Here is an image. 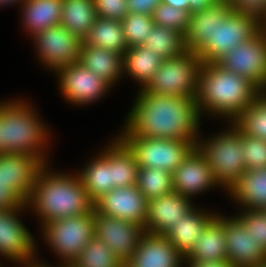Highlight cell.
Here are the masks:
<instances>
[{
  "mask_svg": "<svg viewBox=\"0 0 266 267\" xmlns=\"http://www.w3.org/2000/svg\"><path fill=\"white\" fill-rule=\"evenodd\" d=\"M118 136L195 141L201 116L195 98L159 95L139 89ZM198 137V138H197Z\"/></svg>",
  "mask_w": 266,
  "mask_h": 267,
  "instance_id": "obj_1",
  "label": "cell"
},
{
  "mask_svg": "<svg viewBox=\"0 0 266 267\" xmlns=\"http://www.w3.org/2000/svg\"><path fill=\"white\" fill-rule=\"evenodd\" d=\"M45 164L37 174L27 208L39 217L43 225L50 221L83 215L94 210L78 174L50 171Z\"/></svg>",
  "mask_w": 266,
  "mask_h": 267,
  "instance_id": "obj_2",
  "label": "cell"
},
{
  "mask_svg": "<svg viewBox=\"0 0 266 267\" xmlns=\"http://www.w3.org/2000/svg\"><path fill=\"white\" fill-rule=\"evenodd\" d=\"M262 91L249 79L230 72L218 62L203 63L198 77V111L231 123Z\"/></svg>",
  "mask_w": 266,
  "mask_h": 267,
  "instance_id": "obj_3",
  "label": "cell"
},
{
  "mask_svg": "<svg viewBox=\"0 0 266 267\" xmlns=\"http://www.w3.org/2000/svg\"><path fill=\"white\" fill-rule=\"evenodd\" d=\"M30 106L17 99L0 102L1 154H25L48 164L45 147L51 132Z\"/></svg>",
  "mask_w": 266,
  "mask_h": 267,
  "instance_id": "obj_4",
  "label": "cell"
},
{
  "mask_svg": "<svg viewBox=\"0 0 266 267\" xmlns=\"http://www.w3.org/2000/svg\"><path fill=\"white\" fill-rule=\"evenodd\" d=\"M229 125L230 128H226L222 133L218 132L207 140L198 139L196 143L197 149L210 165L216 183L226 191H229L247 170L243 156V133L232 123Z\"/></svg>",
  "mask_w": 266,
  "mask_h": 267,
  "instance_id": "obj_5",
  "label": "cell"
},
{
  "mask_svg": "<svg viewBox=\"0 0 266 267\" xmlns=\"http://www.w3.org/2000/svg\"><path fill=\"white\" fill-rule=\"evenodd\" d=\"M262 30L261 23L238 14L227 5L214 16L213 34L196 54L203 63L218 62L237 45L254 38Z\"/></svg>",
  "mask_w": 266,
  "mask_h": 267,
  "instance_id": "obj_6",
  "label": "cell"
},
{
  "mask_svg": "<svg viewBox=\"0 0 266 267\" xmlns=\"http://www.w3.org/2000/svg\"><path fill=\"white\" fill-rule=\"evenodd\" d=\"M202 64L201 58L189 50L165 59L144 89L152 94L196 98Z\"/></svg>",
  "mask_w": 266,
  "mask_h": 267,
  "instance_id": "obj_7",
  "label": "cell"
},
{
  "mask_svg": "<svg viewBox=\"0 0 266 267\" xmlns=\"http://www.w3.org/2000/svg\"><path fill=\"white\" fill-rule=\"evenodd\" d=\"M41 227L44 241L62 259L61 265H72L85 245L95 236L94 210L50 221Z\"/></svg>",
  "mask_w": 266,
  "mask_h": 267,
  "instance_id": "obj_8",
  "label": "cell"
},
{
  "mask_svg": "<svg viewBox=\"0 0 266 267\" xmlns=\"http://www.w3.org/2000/svg\"><path fill=\"white\" fill-rule=\"evenodd\" d=\"M132 150L139 167L173 173L196 147L195 141L119 136Z\"/></svg>",
  "mask_w": 266,
  "mask_h": 267,
  "instance_id": "obj_9",
  "label": "cell"
},
{
  "mask_svg": "<svg viewBox=\"0 0 266 267\" xmlns=\"http://www.w3.org/2000/svg\"><path fill=\"white\" fill-rule=\"evenodd\" d=\"M24 210H29L26 203L21 207L0 210V254L20 264L18 266L22 264L21 267L38 263L34 259L37 249L34 237L19 219Z\"/></svg>",
  "mask_w": 266,
  "mask_h": 267,
  "instance_id": "obj_10",
  "label": "cell"
},
{
  "mask_svg": "<svg viewBox=\"0 0 266 267\" xmlns=\"http://www.w3.org/2000/svg\"><path fill=\"white\" fill-rule=\"evenodd\" d=\"M33 37L39 61L52 73L59 68L79 61L83 40L67 30L62 24L36 33Z\"/></svg>",
  "mask_w": 266,
  "mask_h": 267,
  "instance_id": "obj_11",
  "label": "cell"
},
{
  "mask_svg": "<svg viewBox=\"0 0 266 267\" xmlns=\"http://www.w3.org/2000/svg\"><path fill=\"white\" fill-rule=\"evenodd\" d=\"M218 63L266 91V32L261 30L254 38L240 43Z\"/></svg>",
  "mask_w": 266,
  "mask_h": 267,
  "instance_id": "obj_12",
  "label": "cell"
},
{
  "mask_svg": "<svg viewBox=\"0 0 266 267\" xmlns=\"http://www.w3.org/2000/svg\"><path fill=\"white\" fill-rule=\"evenodd\" d=\"M55 74L58 76V87L62 96L66 101L75 105L94 103L111 89L107 81L87 69L79 61L59 68Z\"/></svg>",
  "mask_w": 266,
  "mask_h": 267,
  "instance_id": "obj_13",
  "label": "cell"
},
{
  "mask_svg": "<svg viewBox=\"0 0 266 267\" xmlns=\"http://www.w3.org/2000/svg\"><path fill=\"white\" fill-rule=\"evenodd\" d=\"M95 236L125 265L133 256L144 228L134 222L104 216L94 210Z\"/></svg>",
  "mask_w": 266,
  "mask_h": 267,
  "instance_id": "obj_14",
  "label": "cell"
},
{
  "mask_svg": "<svg viewBox=\"0 0 266 267\" xmlns=\"http://www.w3.org/2000/svg\"><path fill=\"white\" fill-rule=\"evenodd\" d=\"M148 200L135 186L115 188L94 202V210L101 215L134 222L144 228Z\"/></svg>",
  "mask_w": 266,
  "mask_h": 267,
  "instance_id": "obj_15",
  "label": "cell"
},
{
  "mask_svg": "<svg viewBox=\"0 0 266 267\" xmlns=\"http://www.w3.org/2000/svg\"><path fill=\"white\" fill-rule=\"evenodd\" d=\"M44 165L37 157L3 153L0 154V178L23 203H27L37 174Z\"/></svg>",
  "mask_w": 266,
  "mask_h": 267,
  "instance_id": "obj_16",
  "label": "cell"
},
{
  "mask_svg": "<svg viewBox=\"0 0 266 267\" xmlns=\"http://www.w3.org/2000/svg\"><path fill=\"white\" fill-rule=\"evenodd\" d=\"M172 184L175 192L192 200L196 194L219 187L210 165L197 147L173 171Z\"/></svg>",
  "mask_w": 266,
  "mask_h": 267,
  "instance_id": "obj_17",
  "label": "cell"
},
{
  "mask_svg": "<svg viewBox=\"0 0 266 267\" xmlns=\"http://www.w3.org/2000/svg\"><path fill=\"white\" fill-rule=\"evenodd\" d=\"M185 257L164 235L144 232L124 267H182Z\"/></svg>",
  "mask_w": 266,
  "mask_h": 267,
  "instance_id": "obj_18",
  "label": "cell"
},
{
  "mask_svg": "<svg viewBox=\"0 0 266 267\" xmlns=\"http://www.w3.org/2000/svg\"><path fill=\"white\" fill-rule=\"evenodd\" d=\"M226 253L232 267H257L266 261V252L234 217H225Z\"/></svg>",
  "mask_w": 266,
  "mask_h": 267,
  "instance_id": "obj_19",
  "label": "cell"
},
{
  "mask_svg": "<svg viewBox=\"0 0 266 267\" xmlns=\"http://www.w3.org/2000/svg\"><path fill=\"white\" fill-rule=\"evenodd\" d=\"M192 200L173 191L148 201L144 232L163 235L194 207Z\"/></svg>",
  "mask_w": 266,
  "mask_h": 267,
  "instance_id": "obj_20",
  "label": "cell"
},
{
  "mask_svg": "<svg viewBox=\"0 0 266 267\" xmlns=\"http://www.w3.org/2000/svg\"><path fill=\"white\" fill-rule=\"evenodd\" d=\"M77 174L93 202L115 189L113 187V140Z\"/></svg>",
  "mask_w": 266,
  "mask_h": 267,
  "instance_id": "obj_21",
  "label": "cell"
},
{
  "mask_svg": "<svg viewBox=\"0 0 266 267\" xmlns=\"http://www.w3.org/2000/svg\"><path fill=\"white\" fill-rule=\"evenodd\" d=\"M226 250L225 216L217 213L203 229L192 250L185 256V261L228 262Z\"/></svg>",
  "mask_w": 266,
  "mask_h": 267,
  "instance_id": "obj_22",
  "label": "cell"
},
{
  "mask_svg": "<svg viewBox=\"0 0 266 267\" xmlns=\"http://www.w3.org/2000/svg\"><path fill=\"white\" fill-rule=\"evenodd\" d=\"M203 211L194 207L163 234L184 257L192 250L203 229L217 215Z\"/></svg>",
  "mask_w": 266,
  "mask_h": 267,
  "instance_id": "obj_23",
  "label": "cell"
},
{
  "mask_svg": "<svg viewBox=\"0 0 266 267\" xmlns=\"http://www.w3.org/2000/svg\"><path fill=\"white\" fill-rule=\"evenodd\" d=\"M20 6L22 25L30 36L61 24L63 0H24Z\"/></svg>",
  "mask_w": 266,
  "mask_h": 267,
  "instance_id": "obj_24",
  "label": "cell"
},
{
  "mask_svg": "<svg viewBox=\"0 0 266 267\" xmlns=\"http://www.w3.org/2000/svg\"><path fill=\"white\" fill-rule=\"evenodd\" d=\"M227 194L243 209H266V168L246 170Z\"/></svg>",
  "mask_w": 266,
  "mask_h": 267,
  "instance_id": "obj_25",
  "label": "cell"
},
{
  "mask_svg": "<svg viewBox=\"0 0 266 267\" xmlns=\"http://www.w3.org/2000/svg\"><path fill=\"white\" fill-rule=\"evenodd\" d=\"M79 62L111 86L123 77V54L97 46L82 45Z\"/></svg>",
  "mask_w": 266,
  "mask_h": 267,
  "instance_id": "obj_26",
  "label": "cell"
},
{
  "mask_svg": "<svg viewBox=\"0 0 266 267\" xmlns=\"http://www.w3.org/2000/svg\"><path fill=\"white\" fill-rule=\"evenodd\" d=\"M162 57L142 45L129 47L123 54V74L137 81L143 89L151 81L161 63Z\"/></svg>",
  "mask_w": 266,
  "mask_h": 267,
  "instance_id": "obj_27",
  "label": "cell"
},
{
  "mask_svg": "<svg viewBox=\"0 0 266 267\" xmlns=\"http://www.w3.org/2000/svg\"><path fill=\"white\" fill-rule=\"evenodd\" d=\"M226 5L225 0L214 1L203 11L191 14L188 27L183 35L186 50L196 53L210 40L214 29V16Z\"/></svg>",
  "mask_w": 266,
  "mask_h": 267,
  "instance_id": "obj_28",
  "label": "cell"
},
{
  "mask_svg": "<svg viewBox=\"0 0 266 267\" xmlns=\"http://www.w3.org/2000/svg\"><path fill=\"white\" fill-rule=\"evenodd\" d=\"M82 45L97 46L121 54L128 49L121 22L101 17H97Z\"/></svg>",
  "mask_w": 266,
  "mask_h": 267,
  "instance_id": "obj_29",
  "label": "cell"
},
{
  "mask_svg": "<svg viewBox=\"0 0 266 267\" xmlns=\"http://www.w3.org/2000/svg\"><path fill=\"white\" fill-rule=\"evenodd\" d=\"M93 0H63L61 24L84 39L97 19Z\"/></svg>",
  "mask_w": 266,
  "mask_h": 267,
  "instance_id": "obj_30",
  "label": "cell"
},
{
  "mask_svg": "<svg viewBox=\"0 0 266 267\" xmlns=\"http://www.w3.org/2000/svg\"><path fill=\"white\" fill-rule=\"evenodd\" d=\"M113 139V187L135 186L139 165L134 153L118 135Z\"/></svg>",
  "mask_w": 266,
  "mask_h": 267,
  "instance_id": "obj_31",
  "label": "cell"
},
{
  "mask_svg": "<svg viewBox=\"0 0 266 267\" xmlns=\"http://www.w3.org/2000/svg\"><path fill=\"white\" fill-rule=\"evenodd\" d=\"M231 123L241 133L266 141V91H262Z\"/></svg>",
  "mask_w": 266,
  "mask_h": 267,
  "instance_id": "obj_32",
  "label": "cell"
},
{
  "mask_svg": "<svg viewBox=\"0 0 266 267\" xmlns=\"http://www.w3.org/2000/svg\"><path fill=\"white\" fill-rule=\"evenodd\" d=\"M164 60L177 57L186 51L183 35L174 29L155 24L150 36L142 44Z\"/></svg>",
  "mask_w": 266,
  "mask_h": 267,
  "instance_id": "obj_33",
  "label": "cell"
},
{
  "mask_svg": "<svg viewBox=\"0 0 266 267\" xmlns=\"http://www.w3.org/2000/svg\"><path fill=\"white\" fill-rule=\"evenodd\" d=\"M136 186L149 201L172 193V174L158 168L139 167Z\"/></svg>",
  "mask_w": 266,
  "mask_h": 267,
  "instance_id": "obj_34",
  "label": "cell"
},
{
  "mask_svg": "<svg viewBox=\"0 0 266 267\" xmlns=\"http://www.w3.org/2000/svg\"><path fill=\"white\" fill-rule=\"evenodd\" d=\"M72 266L124 267V264L101 239L93 236V238L85 245Z\"/></svg>",
  "mask_w": 266,
  "mask_h": 267,
  "instance_id": "obj_35",
  "label": "cell"
},
{
  "mask_svg": "<svg viewBox=\"0 0 266 267\" xmlns=\"http://www.w3.org/2000/svg\"><path fill=\"white\" fill-rule=\"evenodd\" d=\"M120 22L128 48L142 45L155 26L152 16L141 13H128Z\"/></svg>",
  "mask_w": 266,
  "mask_h": 267,
  "instance_id": "obj_36",
  "label": "cell"
},
{
  "mask_svg": "<svg viewBox=\"0 0 266 267\" xmlns=\"http://www.w3.org/2000/svg\"><path fill=\"white\" fill-rule=\"evenodd\" d=\"M152 17L156 25L177 30L184 35L191 18V13L187 10L161 3L154 10Z\"/></svg>",
  "mask_w": 266,
  "mask_h": 267,
  "instance_id": "obj_37",
  "label": "cell"
},
{
  "mask_svg": "<svg viewBox=\"0 0 266 267\" xmlns=\"http://www.w3.org/2000/svg\"><path fill=\"white\" fill-rule=\"evenodd\" d=\"M246 228L247 232L266 252V212L265 210L243 209L235 216Z\"/></svg>",
  "mask_w": 266,
  "mask_h": 267,
  "instance_id": "obj_38",
  "label": "cell"
},
{
  "mask_svg": "<svg viewBox=\"0 0 266 267\" xmlns=\"http://www.w3.org/2000/svg\"><path fill=\"white\" fill-rule=\"evenodd\" d=\"M244 159L247 170L266 168V141L243 134Z\"/></svg>",
  "mask_w": 266,
  "mask_h": 267,
  "instance_id": "obj_39",
  "label": "cell"
},
{
  "mask_svg": "<svg viewBox=\"0 0 266 267\" xmlns=\"http://www.w3.org/2000/svg\"><path fill=\"white\" fill-rule=\"evenodd\" d=\"M238 14L253 17L262 23L266 17V0H225Z\"/></svg>",
  "mask_w": 266,
  "mask_h": 267,
  "instance_id": "obj_40",
  "label": "cell"
},
{
  "mask_svg": "<svg viewBox=\"0 0 266 267\" xmlns=\"http://www.w3.org/2000/svg\"><path fill=\"white\" fill-rule=\"evenodd\" d=\"M98 17L122 21L128 14V0H93Z\"/></svg>",
  "mask_w": 266,
  "mask_h": 267,
  "instance_id": "obj_41",
  "label": "cell"
},
{
  "mask_svg": "<svg viewBox=\"0 0 266 267\" xmlns=\"http://www.w3.org/2000/svg\"><path fill=\"white\" fill-rule=\"evenodd\" d=\"M162 3V0H128V13H141L153 15L154 10Z\"/></svg>",
  "mask_w": 266,
  "mask_h": 267,
  "instance_id": "obj_42",
  "label": "cell"
},
{
  "mask_svg": "<svg viewBox=\"0 0 266 267\" xmlns=\"http://www.w3.org/2000/svg\"><path fill=\"white\" fill-rule=\"evenodd\" d=\"M23 204L0 178V210L21 207Z\"/></svg>",
  "mask_w": 266,
  "mask_h": 267,
  "instance_id": "obj_43",
  "label": "cell"
},
{
  "mask_svg": "<svg viewBox=\"0 0 266 267\" xmlns=\"http://www.w3.org/2000/svg\"><path fill=\"white\" fill-rule=\"evenodd\" d=\"M213 2V0H187V11L191 14L203 11Z\"/></svg>",
  "mask_w": 266,
  "mask_h": 267,
  "instance_id": "obj_44",
  "label": "cell"
},
{
  "mask_svg": "<svg viewBox=\"0 0 266 267\" xmlns=\"http://www.w3.org/2000/svg\"><path fill=\"white\" fill-rule=\"evenodd\" d=\"M185 265L188 267H232V265L229 262H222V261H206V262L185 261Z\"/></svg>",
  "mask_w": 266,
  "mask_h": 267,
  "instance_id": "obj_45",
  "label": "cell"
},
{
  "mask_svg": "<svg viewBox=\"0 0 266 267\" xmlns=\"http://www.w3.org/2000/svg\"><path fill=\"white\" fill-rule=\"evenodd\" d=\"M162 3L171 5L174 8L187 10V0H162Z\"/></svg>",
  "mask_w": 266,
  "mask_h": 267,
  "instance_id": "obj_46",
  "label": "cell"
},
{
  "mask_svg": "<svg viewBox=\"0 0 266 267\" xmlns=\"http://www.w3.org/2000/svg\"><path fill=\"white\" fill-rule=\"evenodd\" d=\"M24 0H0V6L9 5V4H22Z\"/></svg>",
  "mask_w": 266,
  "mask_h": 267,
  "instance_id": "obj_47",
  "label": "cell"
},
{
  "mask_svg": "<svg viewBox=\"0 0 266 267\" xmlns=\"http://www.w3.org/2000/svg\"><path fill=\"white\" fill-rule=\"evenodd\" d=\"M37 264L42 265V266H46V267H54V266H51V265L49 266L47 263L46 264L45 263L43 264L42 262H40V260L38 261ZM57 266H59V267H73L72 265H57Z\"/></svg>",
  "mask_w": 266,
  "mask_h": 267,
  "instance_id": "obj_48",
  "label": "cell"
},
{
  "mask_svg": "<svg viewBox=\"0 0 266 267\" xmlns=\"http://www.w3.org/2000/svg\"><path fill=\"white\" fill-rule=\"evenodd\" d=\"M261 26H262V31L266 32V17L264 21L261 23Z\"/></svg>",
  "mask_w": 266,
  "mask_h": 267,
  "instance_id": "obj_49",
  "label": "cell"
},
{
  "mask_svg": "<svg viewBox=\"0 0 266 267\" xmlns=\"http://www.w3.org/2000/svg\"><path fill=\"white\" fill-rule=\"evenodd\" d=\"M27 267H46V266H42V265H39V264H34L32 266H27Z\"/></svg>",
  "mask_w": 266,
  "mask_h": 267,
  "instance_id": "obj_50",
  "label": "cell"
},
{
  "mask_svg": "<svg viewBox=\"0 0 266 267\" xmlns=\"http://www.w3.org/2000/svg\"><path fill=\"white\" fill-rule=\"evenodd\" d=\"M257 267H266V261L261 263V264H259Z\"/></svg>",
  "mask_w": 266,
  "mask_h": 267,
  "instance_id": "obj_51",
  "label": "cell"
}]
</instances>
